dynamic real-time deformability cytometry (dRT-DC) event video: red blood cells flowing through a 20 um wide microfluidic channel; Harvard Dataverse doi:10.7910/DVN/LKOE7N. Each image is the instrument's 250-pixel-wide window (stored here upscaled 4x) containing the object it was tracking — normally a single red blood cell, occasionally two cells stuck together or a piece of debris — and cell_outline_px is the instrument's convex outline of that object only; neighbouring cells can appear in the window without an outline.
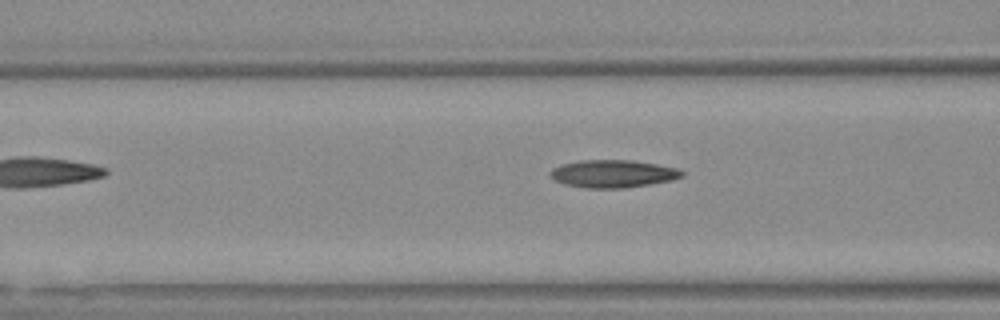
{"species": "Egyptian fruit bat (a non-hibernating species)", "species_latin": "Rousettus aegyptiacus", "temperature_condition": "warm", "stored_images_in_passage": 6, "camera_frame_rate_fps": 3000, "um_per_image_px": 0.085, "animal": {"sex": "female"}, "frame": {"image": 1, "passage_image": 4, "time_ms": 1.0, "image_size_px": [1000, 320], "cell_outline_px": [[684, 176], [672, 180], [648, 184], [620, 188], [588, 188], [564, 184], [556, 180], [548, 172], [552, 168], [560, 164], [580, 160], [632, 160], [680, 168], [684, 172]], "centroid_in_image_um": [52.11, 14.75], "position_along_channel_um": 114.5, "area_um2": 21.21}}